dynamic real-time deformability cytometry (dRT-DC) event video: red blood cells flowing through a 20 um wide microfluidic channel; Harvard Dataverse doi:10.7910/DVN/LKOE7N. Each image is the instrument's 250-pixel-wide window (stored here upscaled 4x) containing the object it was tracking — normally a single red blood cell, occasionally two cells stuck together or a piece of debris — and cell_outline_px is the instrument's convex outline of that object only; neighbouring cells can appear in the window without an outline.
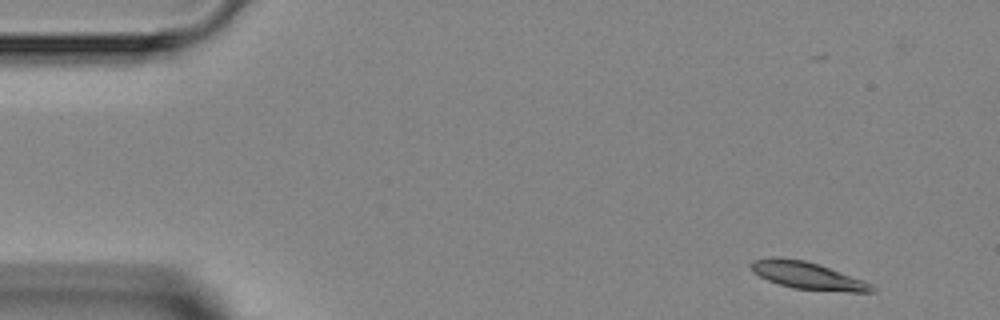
{"species": "Egyptian fruit bat (a non-hibernating species)", "species_latin": "Rousettus aegyptiacus", "temperature_condition": "room temperature", "stored_images_in_passage": 5, "segment_of_instrument_passage": [1, 2], "camera_frame_rate_fps": 3000, "um_per_image_px": 0.085, "animal": {"sex": "female"}, "frame": {"image": 1, "passage_image": 1, "time_ms": 0.0, "image_size_px": [1000, 320], "cell_outline_px": [[876, 292], [848, 292], [792, 288], [768, 280], [752, 272], [752, 260], [772, 256], [804, 260], [864, 280], [872, 284], [876, 288]], "centroid_in_image_um": [68.66, 23.43], "position_along_channel_um": 16.3, "area_um2": 19.02}}